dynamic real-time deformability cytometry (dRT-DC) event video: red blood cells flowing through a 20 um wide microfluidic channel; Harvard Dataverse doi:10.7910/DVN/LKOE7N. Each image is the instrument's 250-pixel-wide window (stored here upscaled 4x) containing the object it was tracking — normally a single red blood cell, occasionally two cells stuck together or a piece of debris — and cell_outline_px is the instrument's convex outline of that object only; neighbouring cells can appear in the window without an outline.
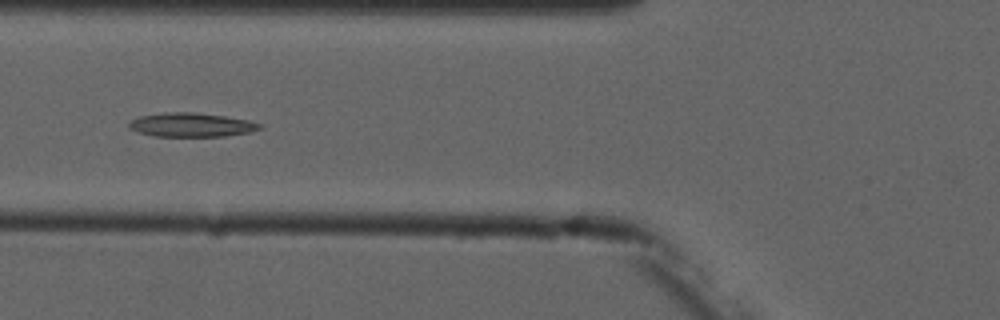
{"species": "common noctule bat (a hibernating species)", "species_latin": "Nyctalus noctula", "temperature_condition": "cold", "stored_images_in_passage": 7, "camera_frame_rate_fps": 3000, "um_per_image_px": 0.085, "animal": {"sex": "male", "forearm_length_mm": 52.5}, "frame": {"image": 1, "passage_image": 6, "time_ms": 5.667, "image_size_px": [1000, 320], "cell_outline_px": [[260, 128], [252, 132], [224, 136], [152, 136], [128, 128], [128, 124], [132, 120], [140, 116], [168, 112], [192, 112], [224, 116], [248, 120], [260, 124]], "centroid_in_image_um": [16.25, 10.61], "position_along_channel_um": 109.5, "area_um2": 18.03}}
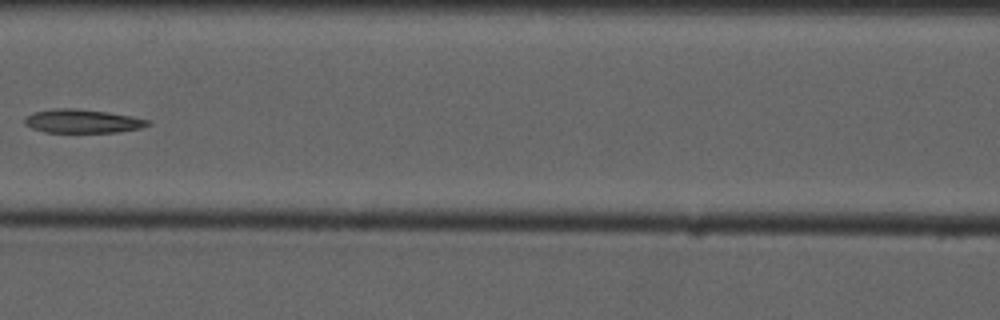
{"frame": {"image": 2, "passage_image": 7, "time_ms": 7.0, "image_size_px": [1000, 320], "cell_outline_px": [[152, 124], [140, 128], [120, 132], [44, 132], [32, 128], [24, 124], [24, 120], [32, 112], [56, 108], [76, 108], [108, 112], [132, 116], [152, 120]], "centroid_in_image_um": [7.05, 10.29], "position_along_channel_um": 159.6, "area_um2": 17.11}}